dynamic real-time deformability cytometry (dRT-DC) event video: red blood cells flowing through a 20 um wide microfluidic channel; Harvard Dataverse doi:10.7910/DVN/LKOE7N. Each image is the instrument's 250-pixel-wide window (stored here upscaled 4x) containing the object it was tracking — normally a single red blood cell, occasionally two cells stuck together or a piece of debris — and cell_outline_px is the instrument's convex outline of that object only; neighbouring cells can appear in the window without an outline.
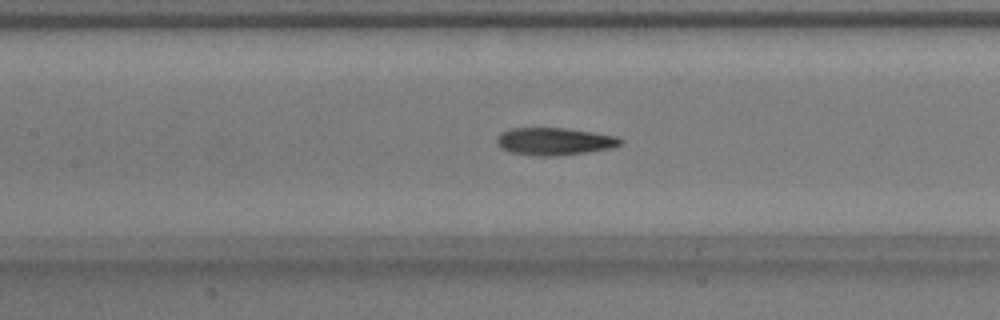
{"species": "common noctule bat (a hibernating species)", "species_latin": "Nyctalus noctula", "temperature_condition": "warm", "stored_images_in_passage": 33, "camera_frame_rate_fps": 3000, "um_per_image_px": 0.085, "animal": {"sex": "male", "body_mass_g": 17.9}, "frame": {"image": 1, "passage_image": 8, "time_ms": 2.333, "image_size_px": [1000, 320], "cell_outline_px": [[624, 144], [612, 148], [584, 152], [552, 156], [536, 156], [508, 152], [500, 148], [496, 140], [496, 136], [500, 132], [512, 128], [564, 128], [592, 132], [616, 136], [624, 140]], "centroid_in_image_um": [47.1, 12.02], "position_along_channel_um": 160.3, "area_um2": 19.88}}
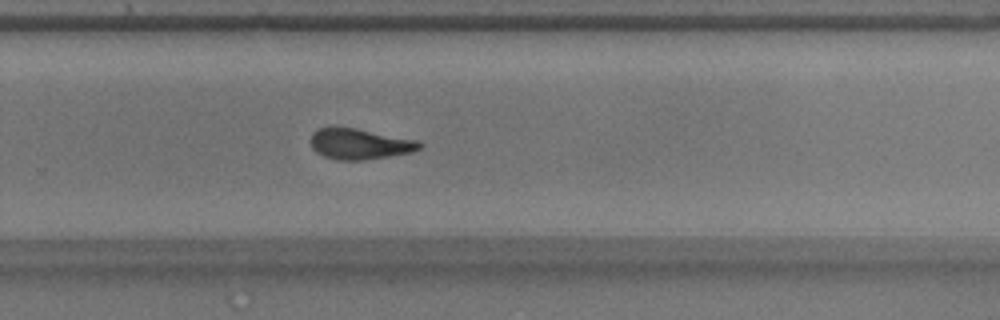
{"frame": {"image": 2, "passage_image": 19, "time_ms": 6.0, "image_size_px": [1000, 320], "cell_outline_px": [[420, 148], [412, 152], [364, 160], [336, 160], [324, 156], [316, 152], [312, 148], [312, 132], [320, 128], [356, 128], [420, 140]], "centroid_in_image_um": [30.59, 12.24], "position_along_channel_um": 299.2, "area_um2": 19.31}}
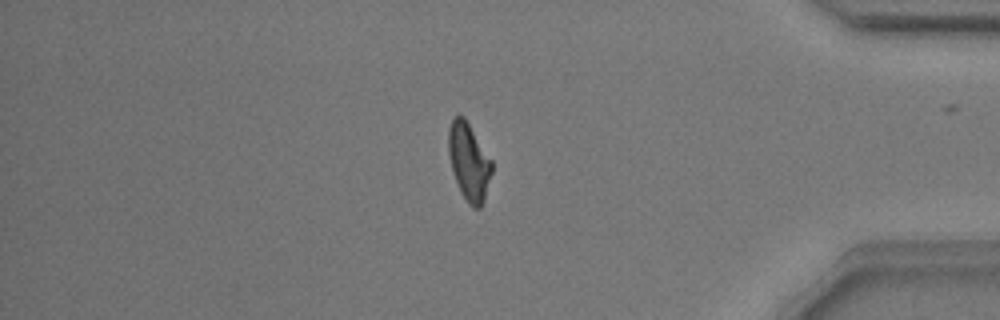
{"frame": {"image": 3, "passage_image": 29, "time_ms": 9.333, "image_size_px": [1000, 320], "cell_outline_px": [[492, 172], [484, 200], [480, 208], [472, 208], [468, 204], [460, 192], [452, 168], [448, 152], [448, 128], [452, 120], [456, 116], [464, 116], [492, 160]], "centroid_in_image_um": [39.86, 13.76], "position_along_channel_um": 395.3, "area_um2": 19.48}, "authors_computed_cell_mechanics": {"area_um2": 19.4208, "velocity_mm_per_s": 3.7983, "shape_relaxation_time_tau1_ms": 5.894, "shape_relaxation_time_tau2_ms": 2.6204, "deformation_change_tau1": 0.1897, "deformation_change_tau2": 0.1157}}